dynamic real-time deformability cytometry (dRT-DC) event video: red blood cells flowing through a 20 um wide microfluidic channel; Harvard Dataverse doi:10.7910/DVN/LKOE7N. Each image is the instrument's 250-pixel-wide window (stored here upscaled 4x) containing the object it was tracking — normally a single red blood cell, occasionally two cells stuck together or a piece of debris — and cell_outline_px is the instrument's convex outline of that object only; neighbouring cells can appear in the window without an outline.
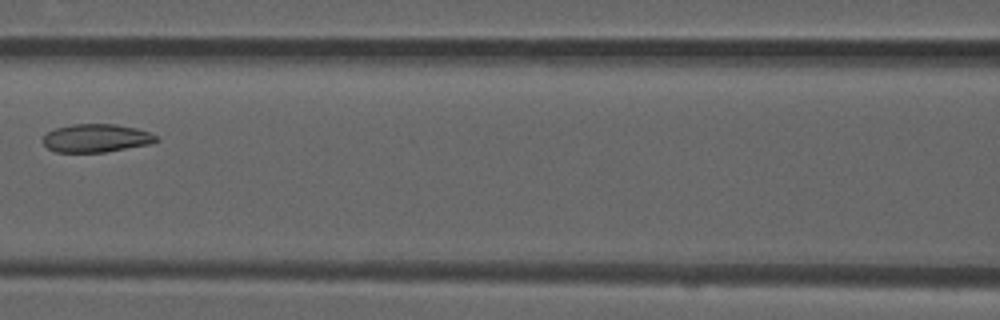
{"species": "common noctule bat (a hibernating species)", "species_latin": "Nyctalus noctula", "temperature_condition": "room temperature", "stored_images_in_passage": 7, "camera_frame_rate_fps": 3000, "um_per_image_px": 0.085, "animal": {"sex": "male", "forearm_length_mm": 52.5}, "frame": {"image": 1, "passage_image": 6, "time_ms": 1.667, "image_size_px": [1000, 320], "cell_outline_px": [[160, 140], [152, 144], [104, 152], [56, 152], [48, 148], [44, 144], [44, 136], [48, 132], [56, 128], [72, 124], [116, 124], [136, 128], [148, 132], [156, 136]], "centroid_in_image_um": [8.21, 11.74], "position_along_channel_um": 158.4, "area_um2": 18.55}}
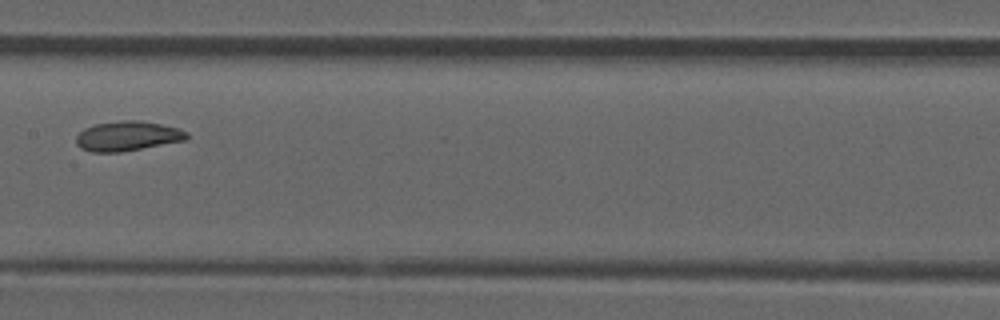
{"frame": {"image": 2, "passage_image": 7, "time_ms": 2.0, "image_size_px": [1000, 320], "cell_outline_px": [[188, 140], [120, 152], [92, 152], [80, 148], [76, 144], [76, 136], [84, 128], [96, 124], [120, 120], [140, 120], [180, 128], [188, 132]], "centroid_in_image_um": [10.86, 11.56], "position_along_channel_um": 196.5, "area_um2": 19.31}}